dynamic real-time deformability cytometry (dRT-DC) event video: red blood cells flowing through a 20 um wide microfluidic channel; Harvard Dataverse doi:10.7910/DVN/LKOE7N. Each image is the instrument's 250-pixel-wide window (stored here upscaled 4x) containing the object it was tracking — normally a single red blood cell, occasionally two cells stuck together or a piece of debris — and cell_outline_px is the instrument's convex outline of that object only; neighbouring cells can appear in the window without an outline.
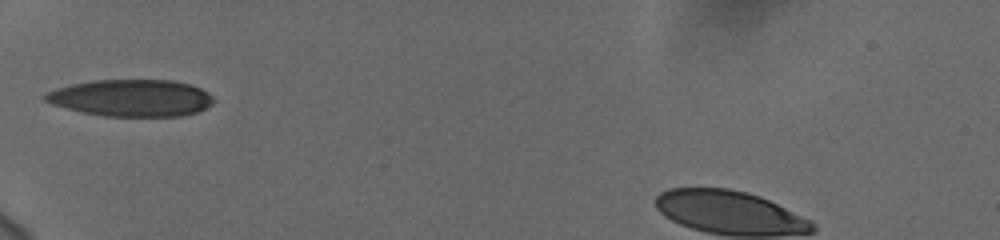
{"species": "human", "species_latin": "Homo sapiens", "temperature_condition": "cold", "stored_images_in_passage": 11, "camera_frame_rate_fps": 3000, "um_per_image_px": 0.085, "donor": {"sex": "female"}, "frame": {"image": 1, "passage_image": 1, "time_ms": 0.0, "image_size_px": [1000, 240], "cell_outline_px": [[216, 100], [212, 104], [196, 112], [180, 116], [104, 116], [84, 112], [52, 104], [44, 100], [40, 96], [44, 92], [56, 88], [72, 84], [92, 80], [172, 80], [188, 84], [200, 88], [208, 92]], "centroid_in_image_um": [11.13, 8.32], "position_along_channel_um": 73.9, "area_um2": 36.24}}
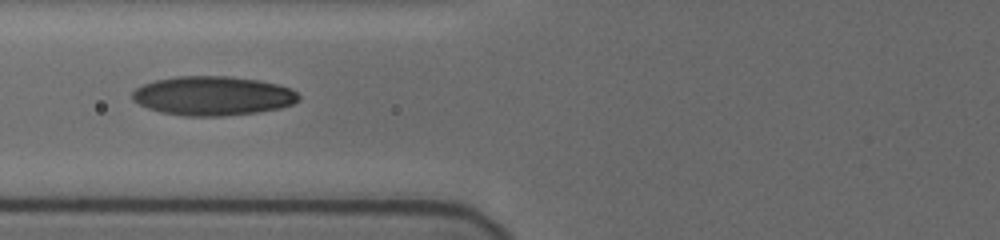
{"frame": {"image": 2, "passage_image": 4, "time_ms": 1.0, "image_size_px": [1000, 240], "cell_outline_px": [[300, 100], [292, 104], [280, 108], [256, 112], [224, 116], [184, 116], [160, 112], [148, 108], [132, 100], [132, 92], [136, 88], [144, 84], [156, 80], [176, 76], [228, 76], [256, 80], [276, 84], [292, 88], [300, 96]], "centroid_in_image_um": [18.09, 8.15], "position_along_channel_um": 107.7, "area_um2": 37.97}}
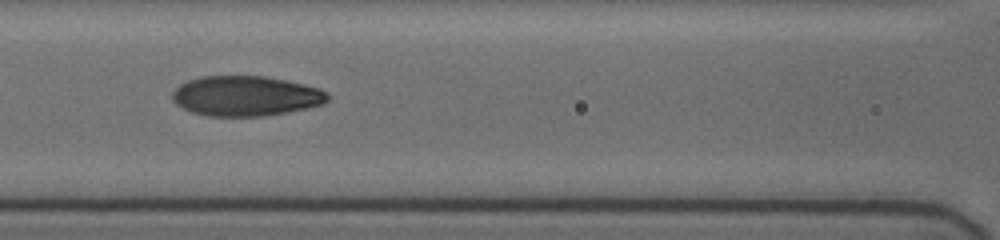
{"frame": {"image": 3, "passage_image": 7, "time_ms": 2.0, "image_size_px": [1000, 240], "cell_outline_px": [[328, 100], [320, 104], [304, 108], [264, 116], [208, 116], [192, 112], [176, 104], [172, 100], [172, 92], [180, 84], [188, 80], [200, 76], [264, 76], [304, 84], [320, 88], [328, 92]], "centroid_in_image_um": [20.85, 8.15], "position_along_channel_um": 145.7, "area_um2": 36.07}}